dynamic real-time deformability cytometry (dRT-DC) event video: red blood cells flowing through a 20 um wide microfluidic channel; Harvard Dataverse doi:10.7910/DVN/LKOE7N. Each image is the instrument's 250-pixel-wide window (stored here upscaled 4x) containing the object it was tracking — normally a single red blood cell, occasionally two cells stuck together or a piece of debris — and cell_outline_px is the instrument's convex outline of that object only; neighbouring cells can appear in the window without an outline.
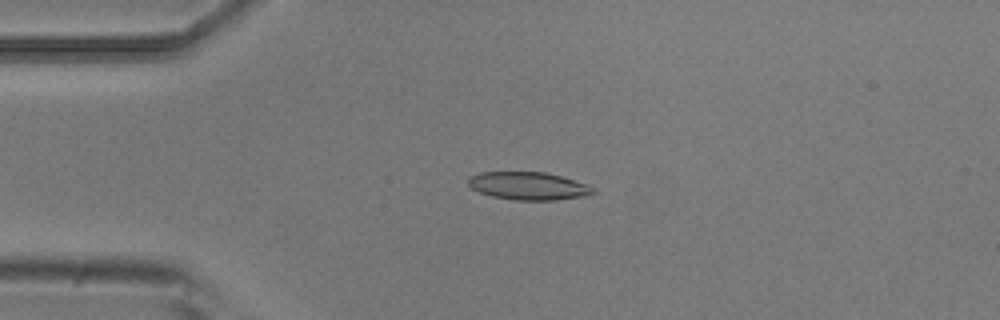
{"species": "common noctule bat (a hibernating species)", "species_latin": "Nyctalus noctula", "temperature_condition": "room temperature", "stored_images_in_passage": 4, "camera_frame_rate_fps": 3000, "um_per_image_px": 0.085, "animal": {"sex": "male", "body_mass_g": 20.5, "forearm_length_mm": 52.5}, "frame": {"image": 1, "passage_image": 3, "time_ms": 0.667, "image_size_px": [1000, 320], "cell_outline_px": [[596, 192], [584, 196], [556, 200], [516, 200], [492, 196], [480, 192], [472, 188], [468, 184], [468, 176], [480, 172], [544, 172], [560, 176], [584, 184], [592, 188]], "centroid_in_image_um": [44.86, 15.8], "position_along_channel_um": 40.1, "area_um2": 20.0}}